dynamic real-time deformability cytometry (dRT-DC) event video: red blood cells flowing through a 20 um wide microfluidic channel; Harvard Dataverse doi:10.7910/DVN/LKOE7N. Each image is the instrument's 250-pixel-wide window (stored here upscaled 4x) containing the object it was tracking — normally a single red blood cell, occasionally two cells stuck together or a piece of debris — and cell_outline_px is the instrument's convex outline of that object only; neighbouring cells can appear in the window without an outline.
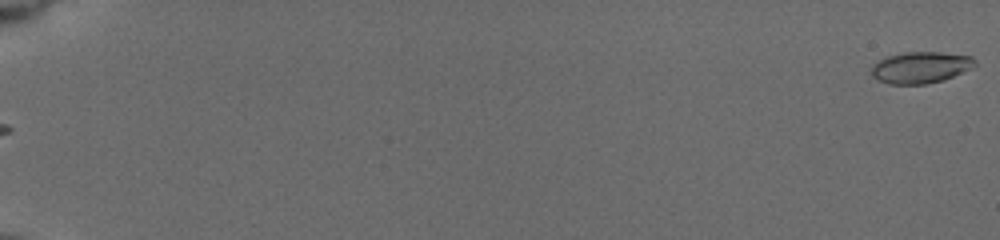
{"species": "common noctule bat (a hibernating species)", "species_latin": "Nyctalus noctula", "temperature_condition": "cold", "stored_images_in_passage": 58, "camera_frame_rate_fps": 3000, "um_per_image_px": 0.085, "animal": {"sex": "female", "body_mass_g": 19.5, "forearm_length_mm": 54.1}, "frame": {"image": 1, "passage_image": 1, "time_ms": 0.0, "image_size_px": [1000, 240], "cell_outline_px": [[976, 64], [944, 80], [924, 84], [888, 84], [872, 76], [872, 64], [888, 56], [904, 52], [940, 52], [972, 56], [976, 60]], "centroid_in_image_um": [78.23, 5.72], "position_along_channel_um": 6.8, "area_um2": 18.73}}
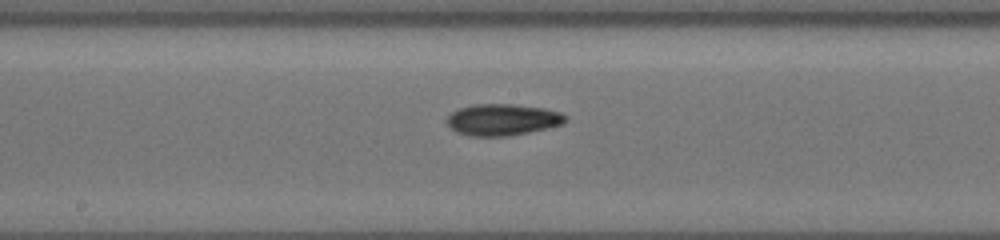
{"frame": {"image": 2, "passage_image": 34, "time_ms": 11.0, "image_size_px": [1000, 240], "cell_outline_px": [[568, 120], [564, 124], [548, 128], [508, 136], [468, 136], [456, 132], [444, 120], [452, 112], [460, 108], [472, 104], [512, 104], [544, 108], [560, 112], [568, 116]], "centroid_in_image_um": [42.73, 10.17], "position_along_channel_um": 205.5, "area_um2": 21.96}}
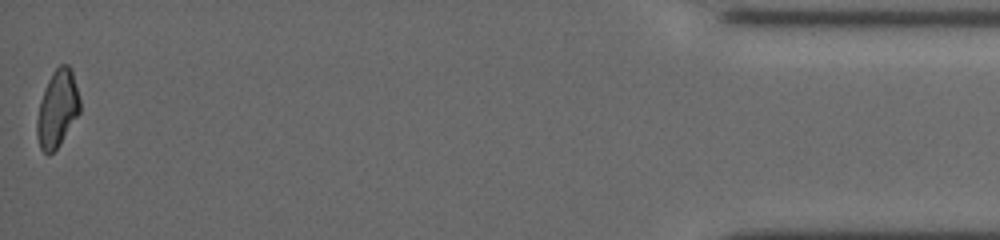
{"frame": {"image": 3, "passage_image": 58, "time_ms": 19.0, "image_size_px": [1000, 240], "cell_outline_px": [[80, 112], [60, 144], [48, 156], [40, 148], [36, 136], [36, 120], [40, 100], [44, 88], [52, 72], [60, 64], [68, 64], [72, 68], [80, 100]], "centroid_in_image_um": [4.87, 9.23], "position_along_channel_um": 430.3, "area_um2": 19.48}, "authors_computed_cell_mechanics": {"area_um2": 19.6809, "velocity_mm_per_s": 3.766, "shape_relaxation_time_tau1_ms": 2.7343, "shape_relaxation_time_tau2_ms": 8.7041, "deformation_change_tau1": 0.13, "deformation_change_tau2": 0.1532}}